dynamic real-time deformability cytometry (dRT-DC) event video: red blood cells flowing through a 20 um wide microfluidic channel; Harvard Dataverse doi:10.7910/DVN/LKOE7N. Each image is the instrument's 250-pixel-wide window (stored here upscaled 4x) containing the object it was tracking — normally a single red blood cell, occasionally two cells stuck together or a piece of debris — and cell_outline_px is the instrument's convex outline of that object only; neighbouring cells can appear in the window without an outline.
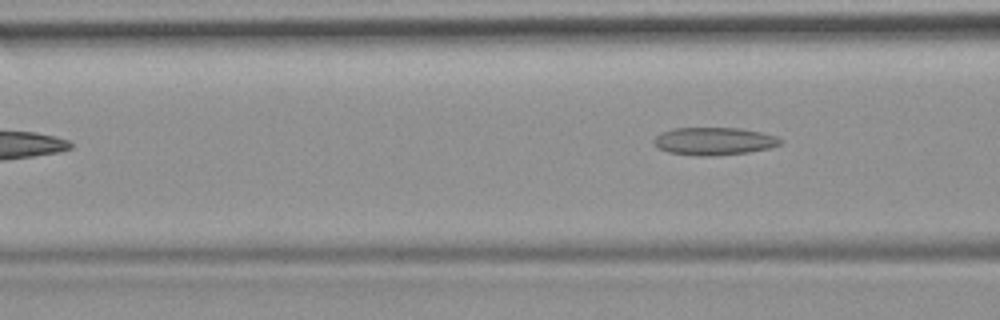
{"species": "common noctule bat (a hibernating species)", "species_latin": "Nyctalus noctula", "temperature_condition": "room temperature", "stored_images_in_passage": 5, "segment_of_instrument_passage": [2, 2], "camera_frame_rate_fps": 3000, "um_per_image_px": 0.085, "animal": {"sex": "female", "body_mass_g": 19.9}, "frame": {"image": 1, "passage_image": 5, "time_ms": 4.667, "image_size_px": [1000, 320], "cell_outline_px": [[784, 140], [780, 144], [768, 148], [748, 152], [712, 156], [700, 156], [668, 152], [660, 148], [652, 140], [660, 132], [676, 128], [740, 128], [760, 132], [776, 136]], "centroid_in_image_um": [60.7, 12.0], "position_along_channel_um": 105.9, "area_um2": 20.29}}